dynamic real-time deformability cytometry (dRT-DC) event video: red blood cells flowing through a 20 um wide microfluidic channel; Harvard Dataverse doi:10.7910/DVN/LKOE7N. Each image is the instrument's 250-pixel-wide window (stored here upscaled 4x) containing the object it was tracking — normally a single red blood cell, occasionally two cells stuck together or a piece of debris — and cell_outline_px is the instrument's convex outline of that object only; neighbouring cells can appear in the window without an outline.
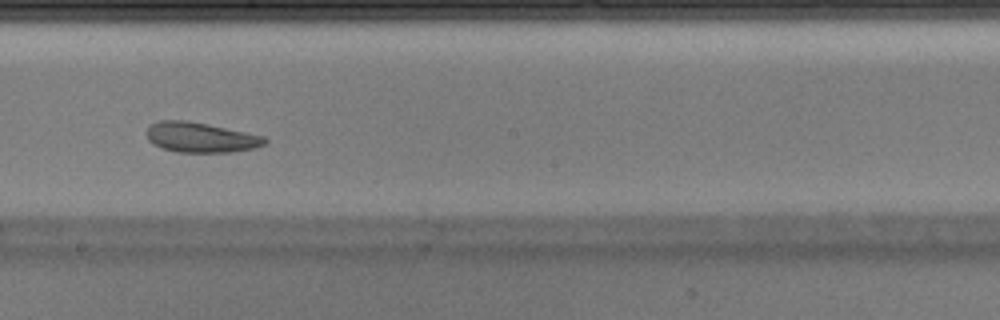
{"species": "Egyptian fruit bat (a non-hibernating species)", "species_latin": "Rousettus aegyptiacus", "temperature_condition": "warm", "stored_images_in_passage": 29, "camera_frame_rate_fps": 3000, "um_per_image_px": 0.085, "animal": {"sex": "male"}, "frame": {"image": 1, "passage_image": 17, "time_ms": 5.333, "image_size_px": [1000, 320], "cell_outline_px": [[268, 140], [264, 144], [256, 148], [232, 152], [176, 152], [164, 148], [148, 140], [148, 128], [152, 124], [160, 120], [188, 120], [208, 124], [264, 136]], "centroid_in_image_um": [17.1, 11.68], "position_along_channel_um": 231.1, "area_um2": 20.52}}